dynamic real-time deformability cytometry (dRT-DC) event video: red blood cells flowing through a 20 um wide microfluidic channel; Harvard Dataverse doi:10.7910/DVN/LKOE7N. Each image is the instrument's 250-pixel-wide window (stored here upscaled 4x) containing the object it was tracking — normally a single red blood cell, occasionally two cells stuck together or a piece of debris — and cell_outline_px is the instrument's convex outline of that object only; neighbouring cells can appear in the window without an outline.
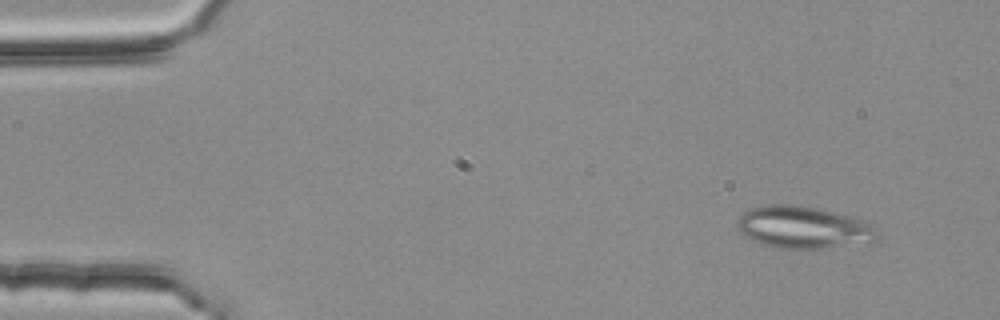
{"species": "common noctule bat (a hibernating species)", "species_latin": "Nyctalus noctula", "temperature_condition": "room temperature", "stored_images_in_passage": 54, "segment_of_instrument_passage": [1, 2], "camera_frame_rate_fps": 3000, "um_per_image_px": 0.085, "animal": {"sex": "female", "body_mass_g": 25.1}, "frame": {"image": 1, "passage_image": 5, "time_ms": 1.333, "image_size_px": [1000, 320], "cell_outline_px": [[880, 240], [872, 244], [824, 248], [776, 248], [760, 244], [744, 236], [740, 232], [736, 224], [736, 220], [748, 208], [772, 204], [800, 204], [848, 216], [872, 224], [876, 228], [880, 236]], "centroid_in_image_um": [68.33, 19.34], "position_along_channel_um": 16.7, "area_um2": 35.08}}